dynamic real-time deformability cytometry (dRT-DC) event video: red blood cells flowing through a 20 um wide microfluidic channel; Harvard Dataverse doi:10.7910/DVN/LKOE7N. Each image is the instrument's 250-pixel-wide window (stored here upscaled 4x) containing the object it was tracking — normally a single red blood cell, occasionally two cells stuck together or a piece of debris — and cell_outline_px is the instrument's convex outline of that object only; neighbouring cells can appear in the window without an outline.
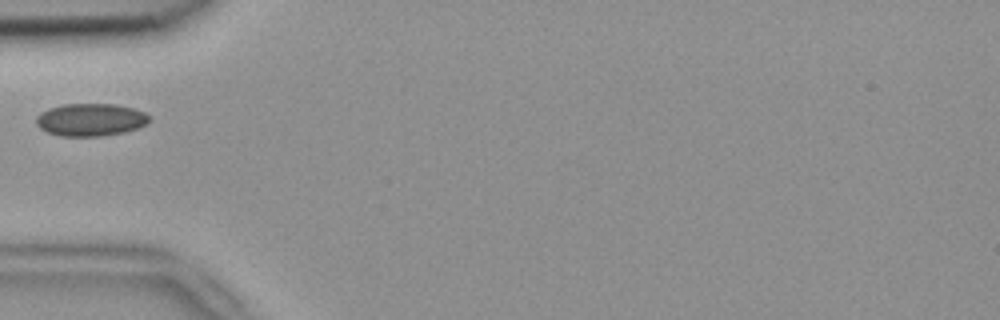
{"species": "common noctule bat (a hibernating species)", "species_latin": "Nyctalus noctula", "temperature_condition": "room temperature", "stored_images_in_passage": 36, "camera_frame_rate_fps": 3000, "um_per_image_px": 0.085, "animal": {"sex": "female", "body_mass_g": 18.4}, "frame": {"image": 1, "passage_image": 1, "time_ms": 0.0, "image_size_px": [1000, 320], "cell_outline_px": [[148, 124], [124, 132], [100, 136], [60, 136], [48, 132], [40, 128], [36, 124], [36, 116], [40, 112], [48, 108], [64, 104], [116, 104], [136, 108], [144, 112], [148, 116]], "centroid_in_image_um": [7.68, 10.17], "position_along_channel_um": 77.3, "area_um2": 21.56}}
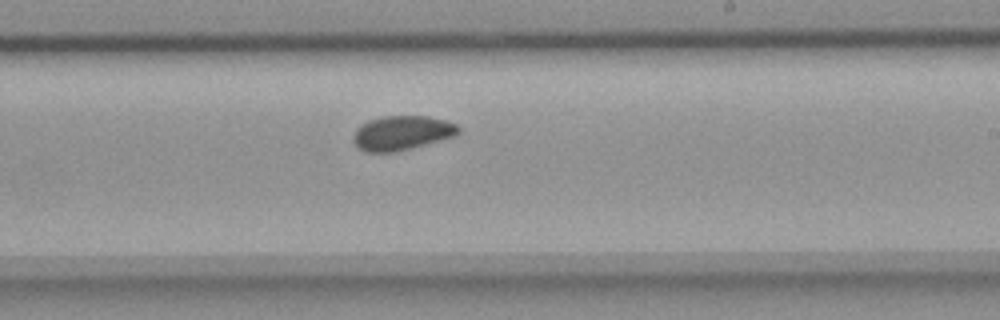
{"frame": {"image": 2, "passage_image": 15, "time_ms": 4.667, "image_size_px": [1000, 320], "cell_outline_px": [[460, 132], [456, 136], [412, 148], [396, 152], [364, 152], [356, 148], [352, 140], [352, 136], [356, 128], [368, 120], [384, 116], [428, 116], [448, 120], [456, 124], [460, 128]], "centroid_in_image_um": [34.15, 11.31], "position_along_channel_um": 254.9, "area_um2": 21.5}}
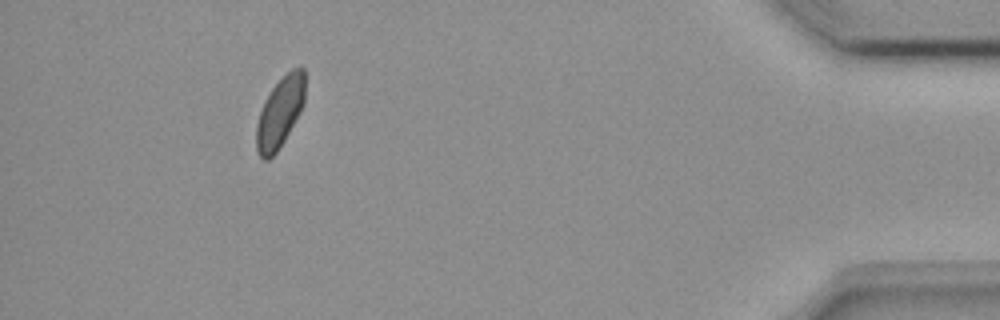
{"frame": {"image": 3, "passage_image": 32, "time_ms": 10.333, "image_size_px": [1000, 320], "cell_outline_px": [[304, 104], [300, 112], [284, 140], [276, 152], [268, 160], [264, 160], [256, 152], [256, 124], [260, 112], [272, 88], [292, 68], [304, 68]], "centroid_in_image_um": [23.78, 9.59], "position_along_channel_um": 411.4, "area_um2": 19.54}}